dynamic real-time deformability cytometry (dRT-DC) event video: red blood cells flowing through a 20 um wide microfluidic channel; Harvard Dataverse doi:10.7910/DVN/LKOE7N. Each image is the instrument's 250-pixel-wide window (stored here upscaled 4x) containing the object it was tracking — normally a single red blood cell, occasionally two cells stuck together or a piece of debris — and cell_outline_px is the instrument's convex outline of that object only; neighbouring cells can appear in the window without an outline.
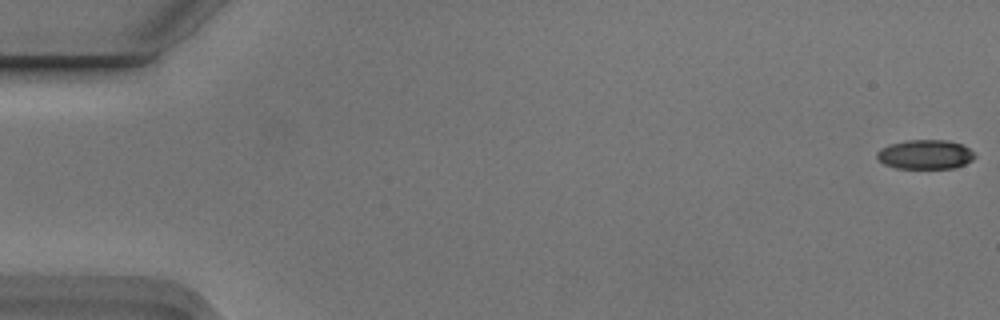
{"species": "Egyptian fruit bat (a non-hibernating species)", "species_latin": "Rousettus aegyptiacus", "temperature_condition": "cold", "stored_images_in_passage": 7, "camera_frame_rate_fps": 3000, "um_per_image_px": 0.085, "animal": {"sex": "male"}, "frame": {"image": 1, "passage_image": 1, "time_ms": 0.0, "image_size_px": [1000, 320], "cell_outline_px": [[976, 156], [972, 160], [956, 168], [896, 168], [884, 164], [876, 156], [876, 152], [880, 148], [888, 144], [908, 140], [948, 140], [960, 144], [968, 148]], "centroid_in_image_um": [78.62, 13.13], "position_along_channel_um": 6.4, "area_um2": 16.7}}
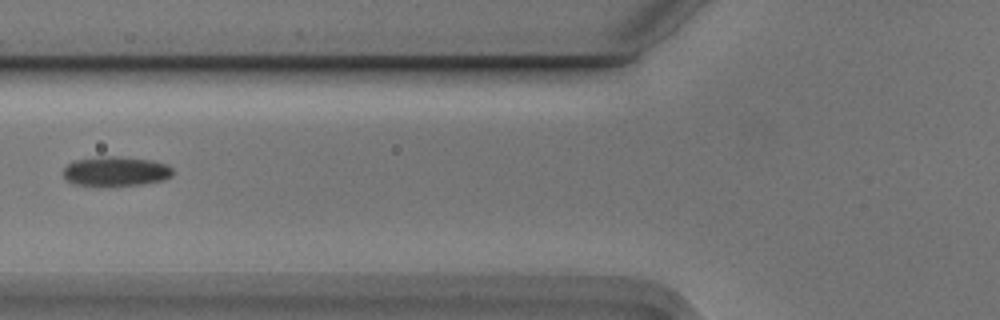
{"frame": {"image": 2, "passage_image": 6, "time_ms": 1.667, "image_size_px": [1000, 320], "cell_outline_px": [[172, 176], [164, 180], [140, 184], [72, 184], [64, 176], [64, 168], [68, 164], [76, 160], [100, 156], [116, 156], [148, 160], [164, 164], [172, 168]], "centroid_in_image_um": [9.84, 14.54], "position_along_channel_um": 116.0, "area_um2": 18.21}}
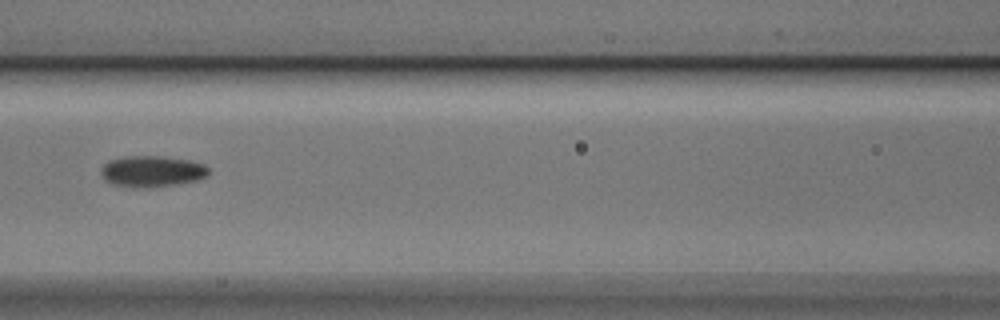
{"frame": {"image": 3, "passage_image": 7, "time_ms": 2.0, "image_size_px": [1000, 320], "cell_outline_px": [[208, 176], [196, 180], [176, 184], [144, 188], [132, 188], [112, 184], [104, 180], [100, 172], [104, 164], [108, 160], [124, 156], [164, 156], [192, 160], [204, 164], [208, 168]], "centroid_in_image_um": [12.89, 14.56], "position_along_channel_um": 153.7, "area_um2": 19.83}}